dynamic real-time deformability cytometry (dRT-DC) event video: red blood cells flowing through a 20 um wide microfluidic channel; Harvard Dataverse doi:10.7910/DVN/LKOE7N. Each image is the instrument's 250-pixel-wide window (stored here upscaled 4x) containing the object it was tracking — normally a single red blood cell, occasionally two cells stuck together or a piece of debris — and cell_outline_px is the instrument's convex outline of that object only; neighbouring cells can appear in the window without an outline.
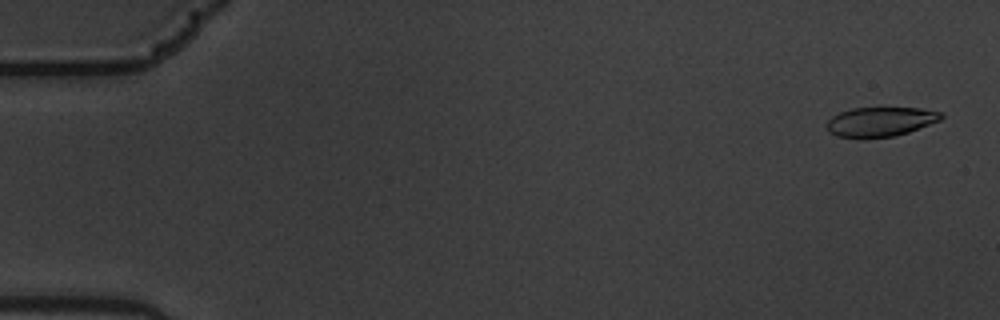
{"species": "common noctule bat (a hibernating species)", "species_latin": "Nyctalus noctula", "temperature_condition": "warm", "stored_images_in_passage": 57, "camera_frame_rate_fps": 3000, "um_per_image_px": 0.085, "animal": {"sex": "male", "body_mass_g": 19.5, "forearm_length_mm": 54.6}, "frame": {"image": 1, "passage_image": 2, "time_ms": 0.333, "image_size_px": [1000, 320], "cell_outline_px": [[944, 116], [940, 120], [908, 132], [892, 136], [860, 140], [836, 136], [828, 132], [824, 124], [832, 116], [840, 112], [852, 108], [920, 108], [940, 112]], "centroid_in_image_um": [74.74, 10.37], "position_along_channel_um": 10.3, "area_um2": 20.0}}
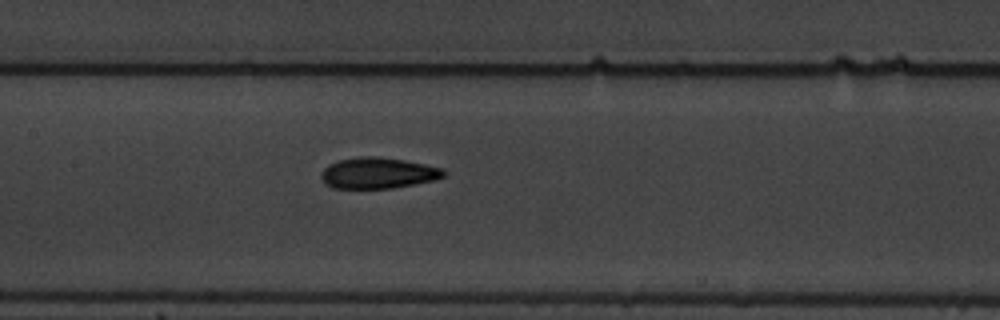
{"frame": {"image": 2, "passage_image": 28, "time_ms": 9.0, "image_size_px": [1000, 320], "cell_outline_px": [[448, 172], [444, 176], [436, 180], [392, 188], [332, 188], [324, 184], [320, 176], [324, 168], [328, 164], [340, 160], [360, 156], [376, 156], [404, 160], [444, 168]], "centroid_in_image_um": [32.14, 14.71], "position_along_channel_um": 175.3, "area_um2": 22.31}}
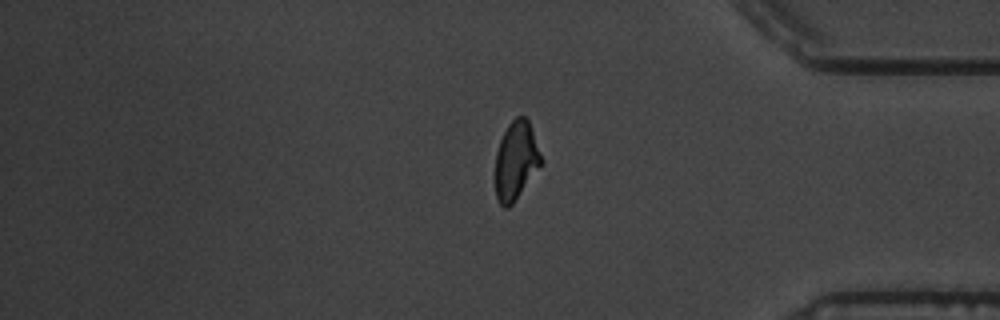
{"frame": {"image": 3, "passage_image": 48, "time_ms": 15.667, "image_size_px": [1000, 320], "cell_outline_px": [[544, 160], [512, 204], [508, 208], [504, 208], [496, 200], [496, 152], [500, 140], [508, 124], [516, 116], [524, 116], [528, 120]], "centroid_in_image_um": [43.86, 13.64], "position_along_channel_um": 391.3, "area_um2": 20.75}, "authors_computed_cell_mechanics": {"area_um2": 21.2704, "velocity_mm_per_s": 3.5418, "shape_relaxation_time_tau1_ms": 5.3788, "shape_relaxation_time_tau2_ms": 2.2385, "deformation_change_tau1": 0.1822, "deformation_change_tau2": 0.0872}}